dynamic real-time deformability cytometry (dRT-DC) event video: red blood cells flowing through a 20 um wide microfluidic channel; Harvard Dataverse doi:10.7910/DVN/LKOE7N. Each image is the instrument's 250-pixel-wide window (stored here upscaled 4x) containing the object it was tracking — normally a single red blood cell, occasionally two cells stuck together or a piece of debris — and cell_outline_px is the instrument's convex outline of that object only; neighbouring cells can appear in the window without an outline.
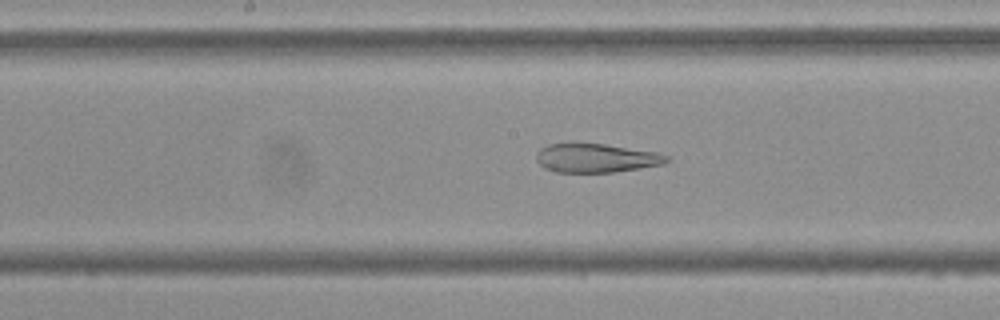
{"species": "Egyptian fruit bat (a non-hibernating species)", "species_latin": "Rousettus aegyptiacus", "temperature_condition": "cold", "stored_images_in_passage": 54, "camera_frame_rate_fps": 3000, "um_per_image_px": 0.085, "frame": {"image": 1, "passage_image": 27, "time_ms": 8.667, "image_size_px": [1000, 320], "cell_outline_px": [[668, 160], [664, 164], [640, 168], [612, 172], [556, 172], [544, 168], [536, 160], [536, 152], [540, 148], [548, 144], [604, 144], [656, 152], [668, 156]], "centroid_in_image_um": [50.64, 13.44], "position_along_channel_um": 197.6, "area_um2": 21.68}}
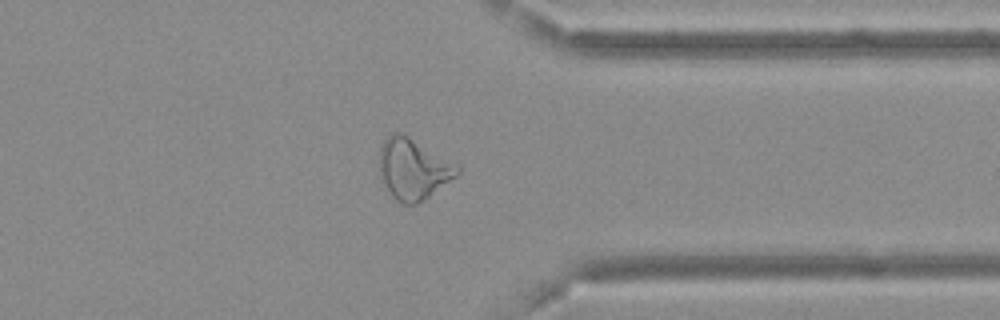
{"frame": {"image": 2, "passage_image": 42, "time_ms": 13.667, "image_size_px": [1000, 320], "cell_outline_px": [[460, 172], [456, 176], [428, 196], [416, 204], [404, 204], [396, 200], [392, 196], [380, 176], [380, 148], [384, 140], [392, 132], [400, 132], [460, 164]], "centroid_in_image_um": [35.14, 14.34], "position_along_channel_um": 376.3, "area_um2": 27.4}}
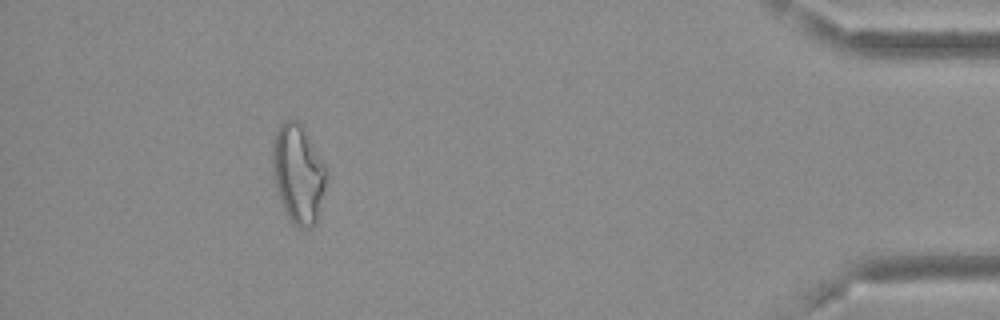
{"frame": {"image": 3, "passage_image": 49, "time_ms": 16.0, "image_size_px": [1000, 320], "cell_outline_px": [[328, 172], [316, 224], [308, 228], [296, 228], [292, 224], [280, 200], [272, 168], [272, 144], [276, 128], [284, 120], [296, 120], [300, 124], [324, 164]], "centroid_in_image_um": [25.33, 14.79], "position_along_channel_um": 409.9, "area_um2": 30.69}, "authors_computed_cell_mechanics": {"area_um2": 28.9289, "velocity_mm_per_s": 3.6802, "shape_relaxation_time_tau1_ms": null, "shape_relaxation_time_tau2_ms": 2.9081, "deformation_change_tau1": null, "deformation_change_tau2": 0.1294}}